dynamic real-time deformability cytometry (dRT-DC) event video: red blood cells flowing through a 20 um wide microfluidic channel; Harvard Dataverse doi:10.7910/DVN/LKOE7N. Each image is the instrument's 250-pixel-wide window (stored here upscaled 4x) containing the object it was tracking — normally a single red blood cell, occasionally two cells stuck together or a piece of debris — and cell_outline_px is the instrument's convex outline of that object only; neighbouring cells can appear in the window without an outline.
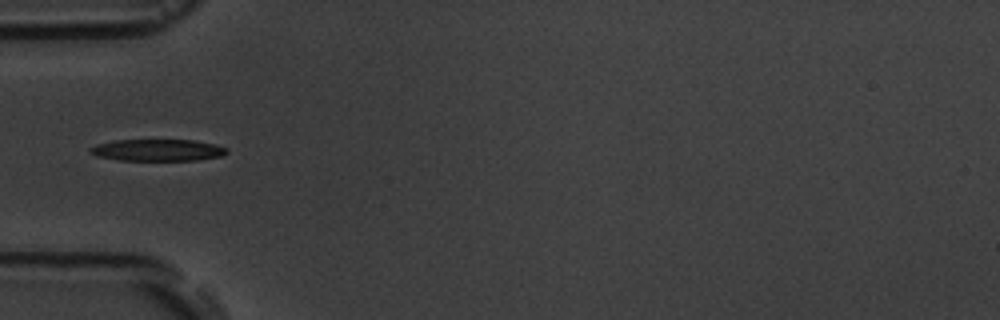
{"species": "common noctule bat (a hibernating species)", "species_latin": "Nyctalus noctula", "temperature_condition": "room temperature", "stored_images_in_passage": 6, "camera_frame_rate_fps": 3000, "um_per_image_px": 0.085, "animal": {"sex": "male", "body_mass_g": 19.5, "forearm_length_mm": 54.6}, "frame": {"image": 1, "passage_image": 6, "time_ms": 5.667, "image_size_px": [1000, 320], "cell_outline_px": [[228, 152], [220, 156], [196, 160], [120, 160], [96, 156], [88, 148], [96, 144], [116, 140], [192, 140], [216, 144], [228, 148]], "centroid_in_image_um": [13.41, 12.75], "position_along_channel_um": 71.6, "area_um2": 17.22}}